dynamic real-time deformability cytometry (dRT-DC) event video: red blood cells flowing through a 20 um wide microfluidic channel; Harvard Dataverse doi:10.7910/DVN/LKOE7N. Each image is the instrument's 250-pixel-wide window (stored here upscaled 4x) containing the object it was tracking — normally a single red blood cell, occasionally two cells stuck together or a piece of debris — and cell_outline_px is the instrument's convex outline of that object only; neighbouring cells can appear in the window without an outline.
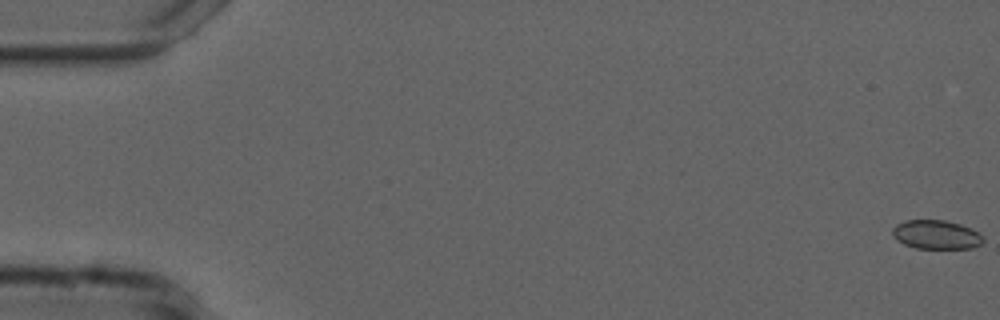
{"species": "common noctule bat (a hibernating species)", "species_latin": "Nyctalus noctula", "temperature_condition": "cold", "stored_images_in_passage": 55, "camera_frame_rate_fps": 3000, "um_per_image_px": 0.085, "animal": {"sex": "male", "forearm_length_mm": 52.5}, "frame": {"image": 1, "passage_image": 1, "time_ms": 0.0, "image_size_px": [1000, 320], "cell_outline_px": [[984, 240], [980, 244], [972, 248], [916, 248], [904, 244], [896, 240], [892, 236], [892, 228], [896, 224], [908, 220], [944, 220], [960, 224], [972, 228], [984, 236]], "centroid_in_image_um": [79.58, 19.94], "position_along_channel_um": 5.4, "area_um2": 15.37}}
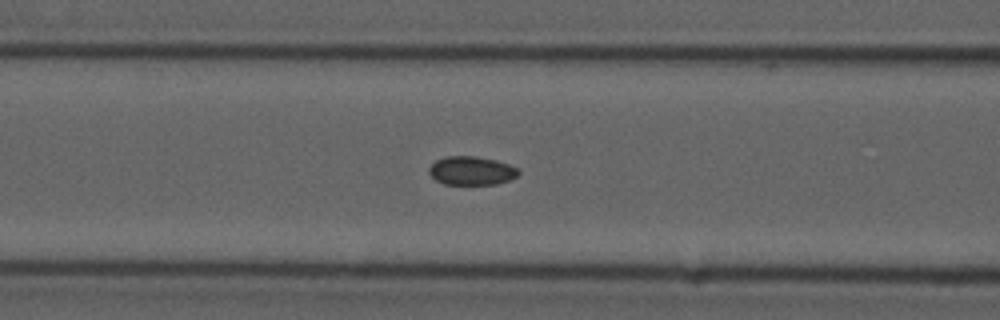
{"frame": {"image": 2, "passage_image": 23, "time_ms": 7.333, "image_size_px": [1000, 320], "cell_outline_px": [[520, 172], [516, 176], [508, 180], [496, 184], [444, 184], [436, 180], [428, 172], [428, 168], [436, 160], [448, 156], [476, 156], [496, 160], [520, 168]], "centroid_in_image_um": [40.08, 14.5], "position_along_channel_um": 126.5, "area_um2": 14.91}}
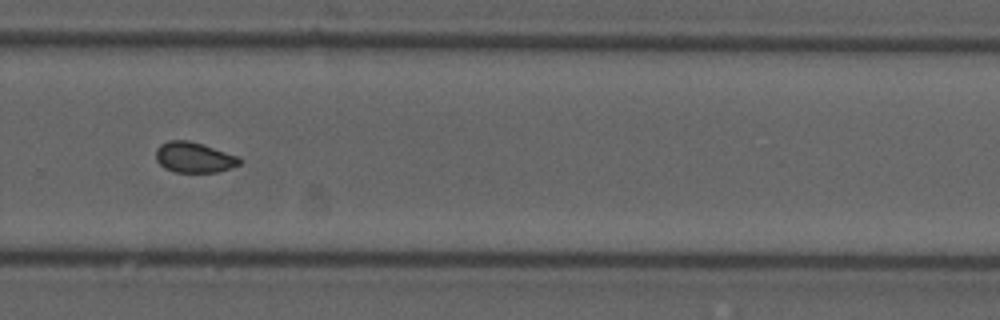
{"frame": {"image": 3, "passage_image": 38, "time_ms": 12.333, "image_size_px": [1000, 320], "cell_outline_px": [[244, 160], [240, 164], [220, 172], [176, 172], [164, 168], [156, 160], [156, 148], [160, 144], [168, 140], [188, 140], [240, 156]], "centroid_in_image_um": [16.52, 13.38], "position_along_channel_um": 313.3, "area_um2": 15.03}, "authors_computed_cell_mechanics": {"area_um2": 15.2592, "velocity_mm_per_s": 3.7468, "shape_relaxation_time_tau1_ms": null, "shape_relaxation_time_tau2_ms": 3.7353, "deformation_change_tau1": null, "deformation_change_tau2": 0.0574}}